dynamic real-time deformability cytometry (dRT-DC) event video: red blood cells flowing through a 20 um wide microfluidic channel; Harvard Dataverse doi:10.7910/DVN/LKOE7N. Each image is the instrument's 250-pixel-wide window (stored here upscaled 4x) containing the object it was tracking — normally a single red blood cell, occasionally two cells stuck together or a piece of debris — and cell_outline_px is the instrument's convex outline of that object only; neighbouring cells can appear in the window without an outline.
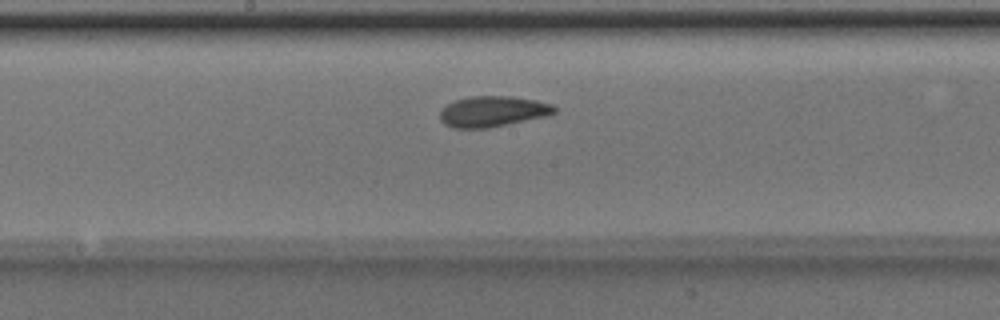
{"species": "Egyptian fruit bat (a non-hibernating species)", "species_latin": "Rousettus aegyptiacus", "temperature_condition": "room temperature", "stored_images_in_passage": 37, "camera_frame_rate_fps": 3000, "um_per_image_px": 0.085, "animal": {"sex": "male"}, "frame": {"image": 1, "passage_image": 14, "time_ms": 4.333, "image_size_px": [1000, 320], "cell_outline_px": [[556, 112], [548, 116], [488, 128], [452, 128], [444, 124], [440, 120], [440, 108], [456, 100], [472, 96], [512, 96], [536, 100], [552, 104], [556, 108]], "centroid_in_image_um": [41.88, 9.47], "position_along_channel_um": 206.3, "area_um2": 20.63}}
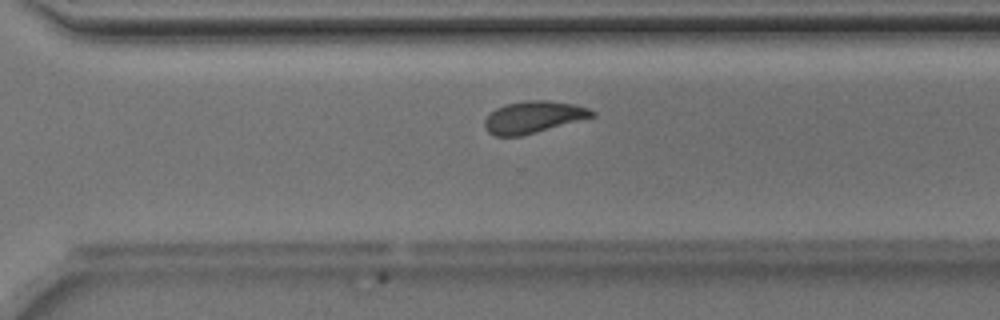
{"frame": {"image": 2, "passage_image": 23, "time_ms": 7.333, "image_size_px": [1000, 320], "cell_outline_px": [[596, 116], [536, 132], [520, 136], [496, 136], [488, 132], [484, 128], [484, 120], [496, 108], [508, 104], [532, 100], [544, 100], [572, 104], [588, 108], [596, 112]], "centroid_in_image_um": [45.34, 9.96], "position_along_channel_um": 325.3, "area_um2": 19.65}}
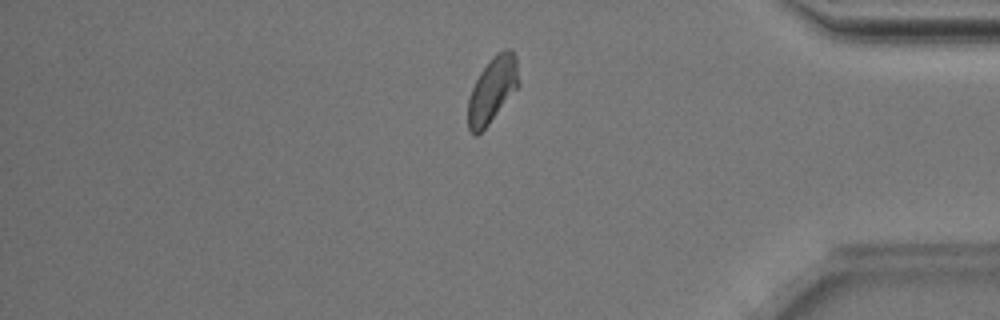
{"frame": {"image": 3, "passage_image": 30, "time_ms": 9.667, "image_size_px": [1000, 320], "cell_outline_px": [[520, 84], [488, 124], [476, 136], [472, 136], [468, 128], [468, 100], [472, 88], [480, 72], [492, 56], [496, 52], [504, 48], [512, 48], [516, 56]], "centroid_in_image_um": [41.86, 7.59], "position_along_channel_um": 393.3, "area_um2": 19.42}}